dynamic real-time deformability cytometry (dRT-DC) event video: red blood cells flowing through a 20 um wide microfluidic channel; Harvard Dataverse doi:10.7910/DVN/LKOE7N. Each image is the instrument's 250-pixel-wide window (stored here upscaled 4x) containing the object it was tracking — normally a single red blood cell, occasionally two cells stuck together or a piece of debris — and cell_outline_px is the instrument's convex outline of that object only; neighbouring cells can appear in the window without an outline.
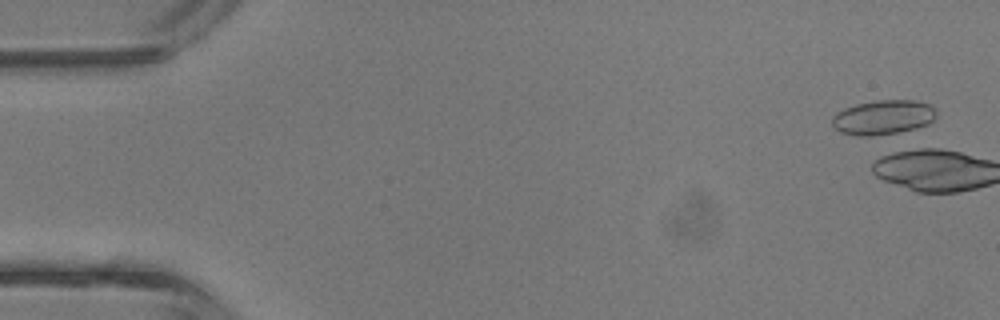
{"species": "common noctule bat (a hibernating species)", "species_latin": "Nyctalus noctula", "temperature_condition": "room temperature", "stored_images_in_passage": 3, "camera_frame_rate_fps": 3000, "um_per_image_px": 0.085, "animal": {"sex": "male", "body_mass_g": 13.3}, "frame": {"image": 1, "passage_image": 2, "time_ms": 0.333, "image_size_px": [1000, 320], "cell_outline_px": [[936, 116], [928, 124], [892, 136], [856, 136], [840, 132], [832, 124], [832, 116], [836, 112], [844, 108], [856, 104], [876, 100], [916, 100], [928, 104], [936, 108]], "centroid_in_image_um": [75.07, 10.0], "position_along_channel_um": 9.9, "area_um2": 21.56}}